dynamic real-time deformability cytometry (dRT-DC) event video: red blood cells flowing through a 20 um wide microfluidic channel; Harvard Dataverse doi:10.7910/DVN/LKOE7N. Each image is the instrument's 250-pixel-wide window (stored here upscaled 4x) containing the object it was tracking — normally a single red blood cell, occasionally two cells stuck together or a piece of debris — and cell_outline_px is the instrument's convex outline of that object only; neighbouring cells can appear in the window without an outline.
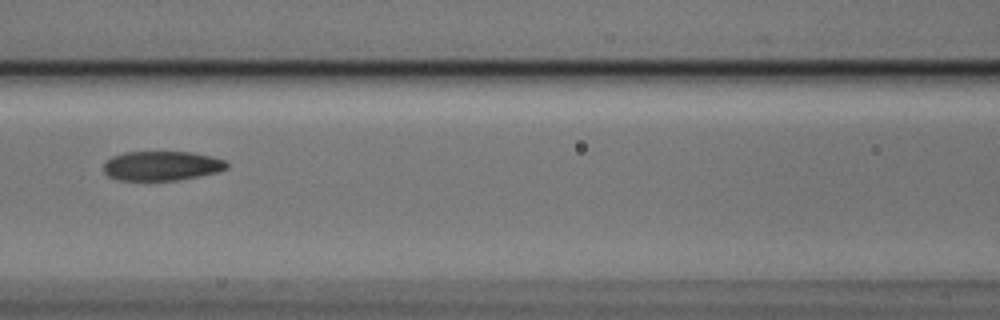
{"species": "Egyptian fruit bat (a non-hibernating species)", "species_latin": "Rousettus aegyptiacus", "temperature_condition": "cold", "stored_images_in_passage": 7, "camera_frame_rate_fps": 3000, "um_per_image_px": 0.085, "animal": {"sex": "male"}, "frame": {"image": 1, "passage_image": 7, "time_ms": 2.0, "image_size_px": [1000, 320], "cell_outline_px": [[228, 168], [216, 172], [200, 176], [176, 180], [120, 180], [108, 176], [104, 172], [104, 164], [112, 156], [124, 152], [192, 152], [212, 156], [224, 160], [228, 164]], "centroid_in_image_um": [13.75, 14.09], "position_along_channel_um": 152.8, "area_um2": 21.1}}